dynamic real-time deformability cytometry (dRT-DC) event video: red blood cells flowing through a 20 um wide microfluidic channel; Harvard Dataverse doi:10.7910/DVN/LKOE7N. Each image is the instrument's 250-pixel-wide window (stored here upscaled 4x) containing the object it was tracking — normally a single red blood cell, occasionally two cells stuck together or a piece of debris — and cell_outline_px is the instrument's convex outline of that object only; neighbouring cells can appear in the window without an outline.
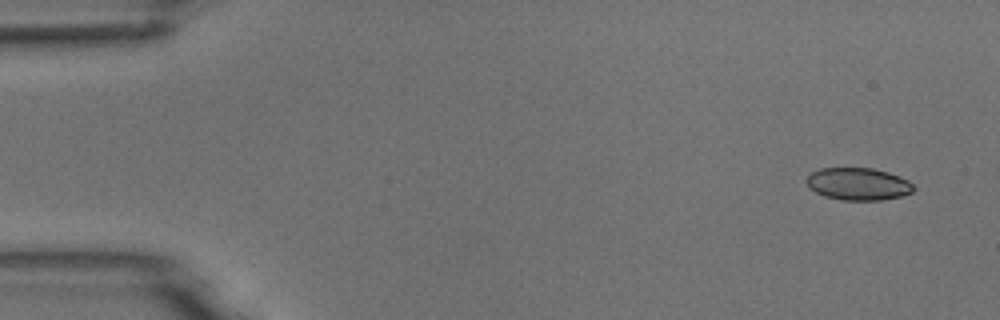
{"species": "common noctule bat (a hibernating species)", "species_latin": "Nyctalus noctula", "temperature_condition": "room temperature", "stored_images_in_passage": 4, "camera_frame_rate_fps": 3000, "um_per_image_px": 0.085, "animal": {"sex": "male", "body_mass_g": 18.8}, "frame": {"image": 1, "passage_image": 1, "time_ms": 0.0, "image_size_px": [1000, 320], "cell_outline_px": [[916, 188], [912, 192], [900, 196], [880, 200], [840, 200], [824, 196], [808, 188], [804, 180], [812, 172], [820, 168], [872, 168], [888, 172], [908, 180]], "centroid_in_image_um": [72.91, 15.64], "position_along_channel_um": 12.1, "area_um2": 20.29}}
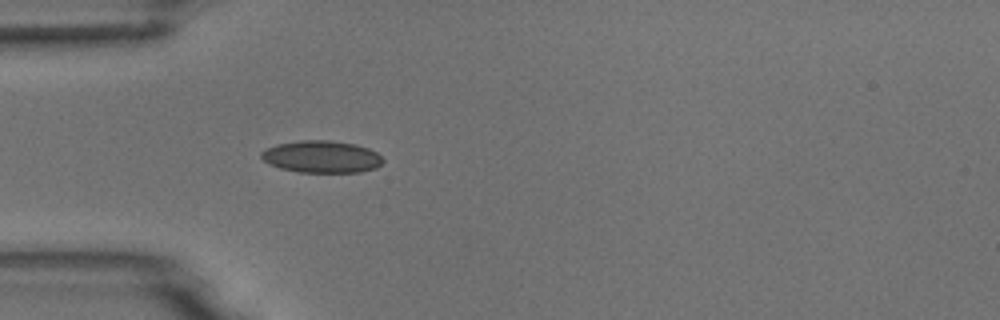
{"frame": {"image": 2, "passage_image": 4, "time_ms": 1.0, "image_size_px": [1000, 320], "cell_outline_px": [[384, 160], [376, 168], [360, 172], [300, 172], [280, 168], [268, 164], [260, 156], [260, 152], [276, 144], [300, 140], [328, 140], [356, 144], [368, 148], [376, 152]], "centroid_in_image_um": [27.32, 13.32], "position_along_channel_um": 57.7, "area_um2": 22.77}}